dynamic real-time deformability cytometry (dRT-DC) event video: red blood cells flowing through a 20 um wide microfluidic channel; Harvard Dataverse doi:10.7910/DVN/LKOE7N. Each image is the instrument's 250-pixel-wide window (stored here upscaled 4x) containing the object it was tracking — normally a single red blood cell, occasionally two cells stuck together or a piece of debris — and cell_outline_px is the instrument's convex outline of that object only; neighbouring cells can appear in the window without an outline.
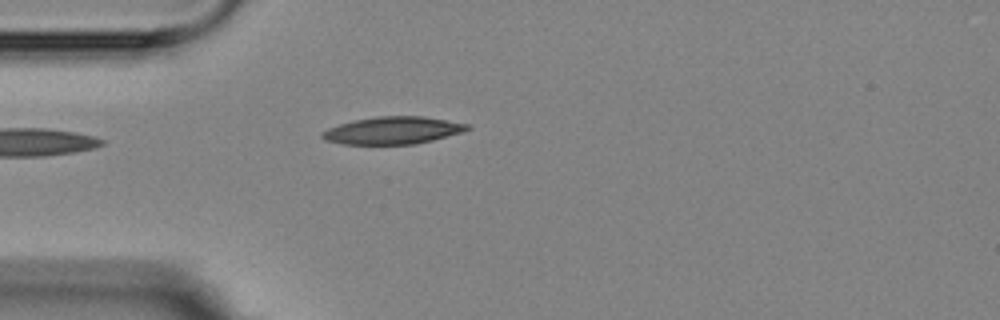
{"species": "Egyptian fruit bat (a non-hibernating species)", "species_latin": "Rousettus aegyptiacus", "temperature_condition": "room temperature", "stored_images_in_passage": 5, "camera_frame_rate_fps": 3000, "um_per_image_px": 0.085, "animal": {"sex": "female"}, "frame": {"image": 1, "passage_image": 5, "time_ms": 4.333, "image_size_px": [1000, 320], "cell_outline_px": [[472, 128], [460, 132], [432, 140], [416, 144], [344, 144], [324, 140], [320, 136], [320, 132], [328, 128], [352, 120], [376, 116], [424, 116], [472, 124]], "centroid_in_image_um": [33.38, 11.07], "position_along_channel_um": 51.6, "area_um2": 23.29}}